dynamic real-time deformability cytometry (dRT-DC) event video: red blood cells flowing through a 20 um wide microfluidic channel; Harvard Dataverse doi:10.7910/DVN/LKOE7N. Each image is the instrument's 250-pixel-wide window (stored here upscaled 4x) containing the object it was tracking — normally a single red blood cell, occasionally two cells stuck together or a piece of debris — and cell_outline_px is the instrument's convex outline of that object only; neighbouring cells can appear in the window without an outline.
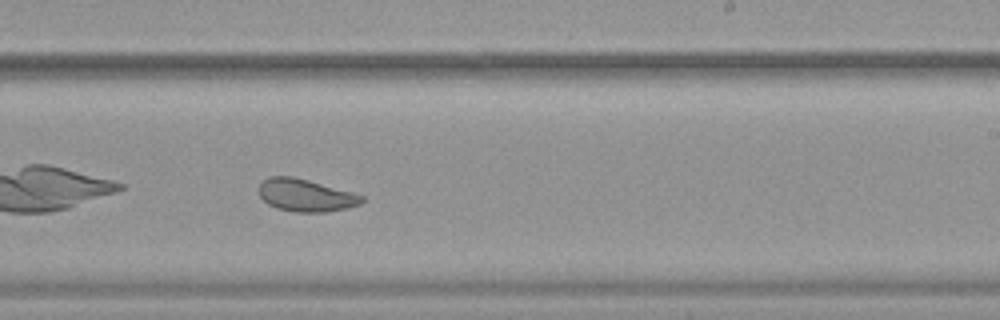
{"species": "common noctule bat (a hibernating species)", "species_latin": "Nyctalus noctula", "temperature_condition": "warm", "stored_images_in_passage": 36, "camera_frame_rate_fps": 3000, "um_per_image_px": 0.085, "animal": {"sex": "female", "body_mass_g": 19.9}, "frame": {"image": 1, "passage_image": 16, "time_ms": 5.0, "image_size_px": [1000, 320], "cell_outline_px": [[364, 200], [360, 204], [348, 208], [328, 212], [292, 212], [276, 208], [268, 204], [260, 196], [260, 184], [268, 176], [292, 176], [308, 180], [364, 196]], "centroid_in_image_um": [25.98, 16.61], "position_along_channel_um": 263.0, "area_um2": 19.36}, "authors_computed_cell_mechanics": {"area_um2": 21.097, "velocity_mm_per_s": 3.8676, "shape_relaxation_time_tau1_ms": null, "shape_relaxation_time_tau2_ms": 2.9922, "deformation_change_tau1": null, "deformation_change_tau2": 0.0913}}